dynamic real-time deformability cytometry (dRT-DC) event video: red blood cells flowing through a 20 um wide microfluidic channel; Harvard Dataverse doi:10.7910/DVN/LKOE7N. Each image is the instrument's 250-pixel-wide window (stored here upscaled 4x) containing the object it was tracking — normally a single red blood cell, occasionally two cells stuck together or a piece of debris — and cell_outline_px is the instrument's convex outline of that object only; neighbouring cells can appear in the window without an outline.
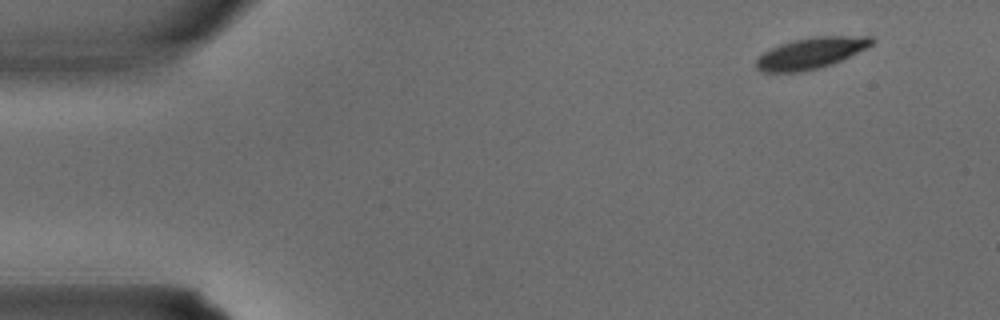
{"species": "common noctule bat (a hibernating species)", "species_latin": "Nyctalus noctula", "temperature_condition": "warm", "stored_images_in_passage": 3, "camera_frame_rate_fps": 3000, "um_per_image_px": 0.085, "animal": {"sex": "male", "body_mass_g": 15.6}, "frame": {"image": 1, "passage_image": 1, "time_ms": 0.0, "image_size_px": [1000, 320], "cell_outline_px": [[876, 40], [872, 44], [832, 64], [800, 72], [760, 72], [756, 68], [756, 60], [764, 52], [780, 44], [792, 40], [816, 36], [872, 36]], "centroid_in_image_um": [68.9, 4.51], "position_along_channel_um": 16.1, "area_um2": 20.69}}
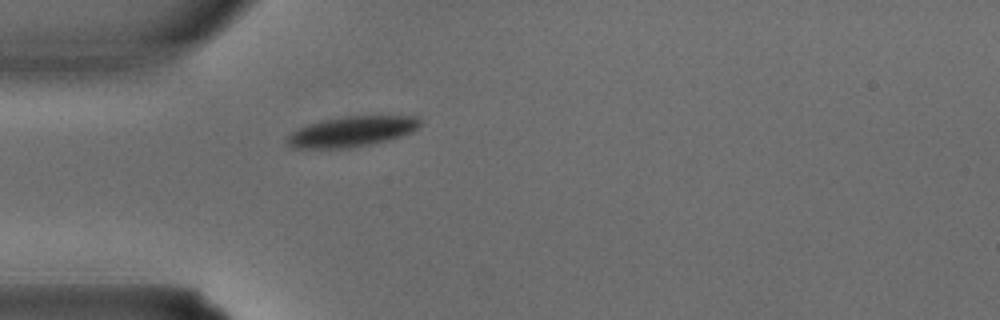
{"frame": {"image": 2, "passage_image": 3, "time_ms": 0.667, "image_size_px": [1000, 320], "cell_outline_px": [[424, 124], [412, 132], [388, 140], [352, 148], [296, 148], [288, 144], [288, 136], [292, 132], [308, 124], [324, 120], [344, 116], [416, 116]], "centroid_in_image_um": [29.96, 11.17], "position_along_channel_um": 55.0, "area_um2": 23.35}}